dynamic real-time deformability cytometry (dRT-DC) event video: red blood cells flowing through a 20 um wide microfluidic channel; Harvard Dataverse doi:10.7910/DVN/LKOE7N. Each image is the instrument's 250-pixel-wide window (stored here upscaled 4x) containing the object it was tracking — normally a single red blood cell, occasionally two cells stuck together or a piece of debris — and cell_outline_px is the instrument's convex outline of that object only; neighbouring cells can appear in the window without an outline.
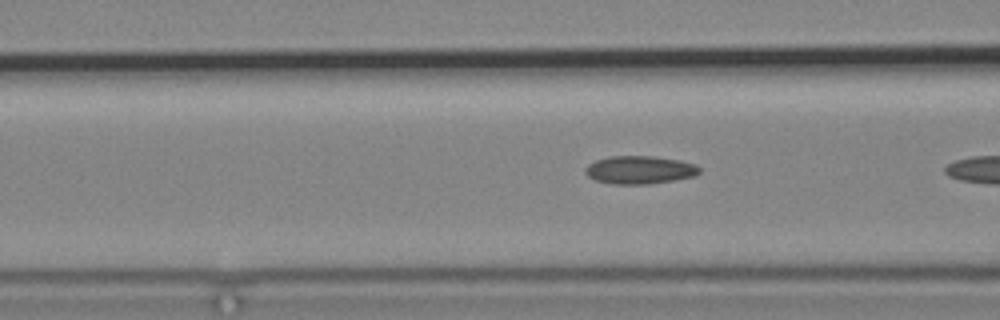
{"species": "common noctule bat (a hibernating species)", "species_latin": "Nyctalus noctula", "temperature_condition": "cold", "stored_images_in_passage": 3, "camera_frame_rate_fps": 3000, "um_per_image_px": 0.085, "animal": {"sex": "male", "body_mass_g": 19.2, "forearm_length_mm": 51.8}, "frame": {"image": 1, "passage_image": 3, "time_ms": 3.667, "image_size_px": [1000, 320], "cell_outline_px": [[700, 172], [696, 176], [676, 180], [648, 184], [612, 184], [596, 180], [588, 176], [584, 172], [584, 168], [588, 164], [596, 160], [608, 156], [652, 156], [680, 160], [696, 164], [700, 168]], "centroid_in_image_um": [54.38, 14.44], "position_along_channel_um": 112.2, "area_um2": 18.84}}